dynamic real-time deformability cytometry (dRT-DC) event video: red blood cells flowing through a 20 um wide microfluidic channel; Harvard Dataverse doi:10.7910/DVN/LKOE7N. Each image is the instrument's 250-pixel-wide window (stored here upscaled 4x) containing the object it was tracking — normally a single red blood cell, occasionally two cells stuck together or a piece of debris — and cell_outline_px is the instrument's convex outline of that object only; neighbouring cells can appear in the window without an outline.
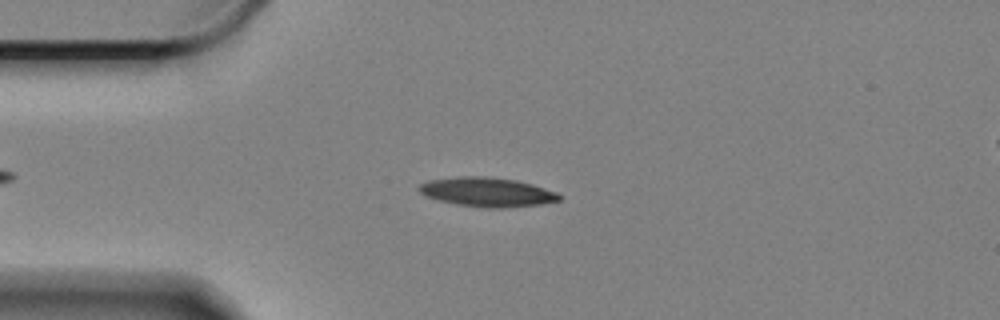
{"species": "Egyptian fruit bat (a non-hibernating species)", "species_latin": "Rousettus aegyptiacus", "temperature_condition": "cold", "stored_images_in_passage": 54, "camera_frame_rate_fps": 3000, "um_per_image_px": 0.085, "animal": {"sex": "female"}, "frame": {"image": 1, "passage_image": 13, "time_ms": 4.0, "image_size_px": [1000, 320], "cell_outline_px": [[560, 200], [540, 204], [504, 208], [484, 208], [456, 204], [424, 196], [416, 188], [420, 184], [428, 180], [464, 176], [484, 176], [516, 180], [532, 184], [556, 192], [560, 196]], "centroid_in_image_um": [41.37, 16.32], "position_along_channel_um": 43.6, "area_um2": 23.81}}
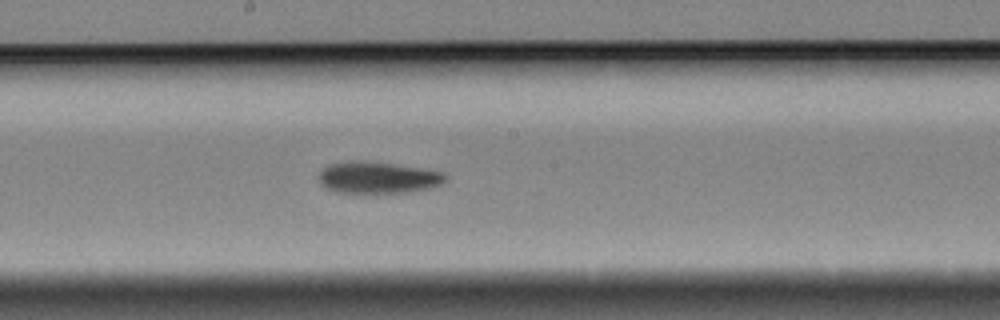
{"frame": {"image": 2, "passage_image": 30, "time_ms": 9.667, "image_size_px": [1000, 320], "cell_outline_px": [[448, 180], [432, 188], [408, 192], [332, 192], [324, 188], [320, 184], [320, 172], [324, 168], [332, 164], [360, 160], [392, 164], [420, 168], [444, 172], [448, 176]], "centroid_in_image_um": [32.16, 15.1], "position_along_channel_um": 216.0, "area_um2": 23.18}}
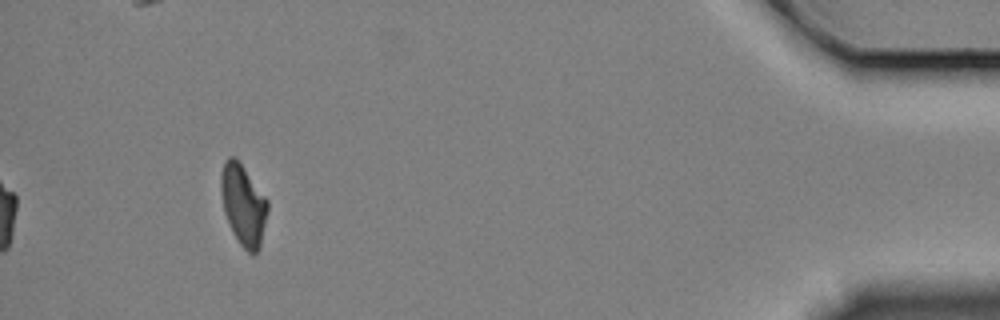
{"frame": {"image": 3, "passage_image": 54, "time_ms": 17.667, "image_size_px": [1000, 320], "cell_outline_px": [[268, 212], [260, 248], [252, 256], [240, 244], [232, 232], [228, 224], [224, 212], [220, 192], [220, 176], [224, 160], [228, 156], [236, 156], [268, 200]], "centroid_in_image_um": [20.67, 17.39], "position_along_channel_um": 414.5, "area_um2": 22.43}, "authors_computed_cell_mechanics": {"area_um2": 23.0333, "velocity_mm_per_s": 3.325, "shape_relaxation_time_tau1_ms": 4.495, "shape_relaxation_time_tau2_ms": 8.1972, "deformation_change_tau1": 0.1617, "deformation_change_tau2": 0.1524}}